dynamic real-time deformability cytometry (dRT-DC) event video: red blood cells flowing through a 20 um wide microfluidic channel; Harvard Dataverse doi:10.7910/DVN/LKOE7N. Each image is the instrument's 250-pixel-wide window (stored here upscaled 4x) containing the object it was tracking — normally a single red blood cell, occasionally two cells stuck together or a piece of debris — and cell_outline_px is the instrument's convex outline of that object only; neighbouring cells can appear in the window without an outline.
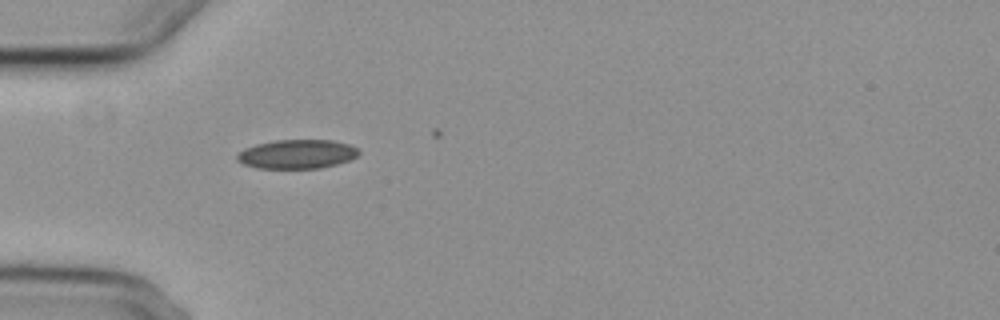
{"species": "common noctule bat (a hibernating species)", "species_latin": "Nyctalus noctula", "temperature_condition": "cold", "stored_images_in_passage": 2, "camera_frame_rate_fps": 3000, "um_per_image_px": 0.085, "animal": {"sex": "female", "body_mass_g": 29.2, "forearm_length_mm": 56.3}, "frame": {"image": 1, "passage_image": 1, "time_ms": 0.0, "image_size_px": [1000, 320], "cell_outline_px": [[360, 152], [356, 156], [348, 160], [336, 164], [320, 168], [256, 168], [244, 164], [236, 160], [236, 152], [244, 148], [256, 144], [276, 140], [332, 140], [348, 144], [356, 148]], "centroid_in_image_um": [25.19, 13.1], "position_along_channel_um": 59.8, "area_um2": 20.58}}